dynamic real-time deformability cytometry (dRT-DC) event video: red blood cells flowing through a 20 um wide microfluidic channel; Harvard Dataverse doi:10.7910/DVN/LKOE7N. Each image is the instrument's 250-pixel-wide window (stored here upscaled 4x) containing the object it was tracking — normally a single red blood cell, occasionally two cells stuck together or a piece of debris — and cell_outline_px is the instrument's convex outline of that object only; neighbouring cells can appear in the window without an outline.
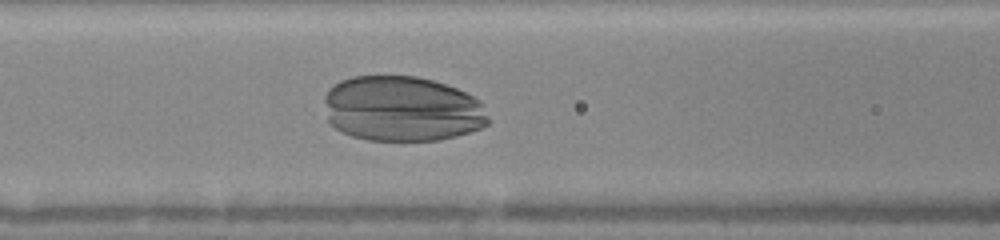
{"species": "human", "species_latin": "Homo sapiens", "temperature_condition": "warm", "stored_images_in_passage": 41, "camera_frame_rate_fps": 3000, "um_per_image_px": 0.085, "donor": {"sex": "female"}, "frame": {"image": 1, "passage_image": 20, "time_ms": 6.333, "image_size_px": [1000, 240], "cell_outline_px": [[488, 124], [480, 128], [456, 136], [440, 140], [368, 140], [352, 136], [336, 128], [328, 120], [324, 100], [324, 96], [328, 88], [332, 84], [340, 80], [352, 76], [416, 76], [432, 80], [456, 88], [480, 100], [488, 116]], "centroid_in_image_um": [34.15, 9.24], "position_along_channel_um": 132.4, "area_um2": 62.6}}